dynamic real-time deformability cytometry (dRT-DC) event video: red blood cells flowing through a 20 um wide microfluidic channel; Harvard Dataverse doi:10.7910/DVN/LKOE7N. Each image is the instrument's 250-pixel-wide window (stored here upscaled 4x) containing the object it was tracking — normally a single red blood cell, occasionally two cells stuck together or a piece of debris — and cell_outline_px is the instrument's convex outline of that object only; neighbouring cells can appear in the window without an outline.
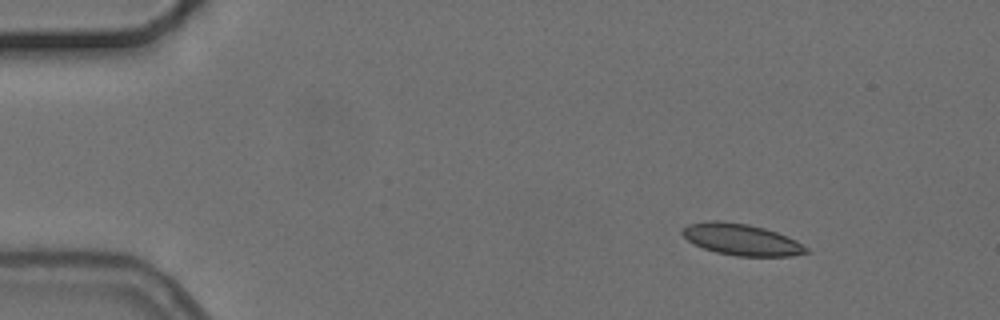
{"species": "common noctule bat (a hibernating species)", "species_latin": "Nyctalus noctula", "temperature_condition": "cold", "stored_images_in_passage": 3, "camera_frame_rate_fps": 3000, "um_per_image_px": 0.085, "animal": {"sex": "female", "body_mass_g": 24.6, "forearm_length_mm": 56.2}, "frame": {"image": 1, "passage_image": 1, "time_ms": 0.0, "image_size_px": [1000, 320], "cell_outline_px": [[808, 252], [792, 256], [736, 256], [716, 252], [704, 248], [688, 240], [680, 232], [688, 224], [704, 220], [724, 220], [748, 224], [764, 228], [776, 232], [796, 240], [808, 248]], "centroid_in_image_um": [63.0, 20.34], "position_along_channel_um": 22.0, "area_um2": 22.72}}